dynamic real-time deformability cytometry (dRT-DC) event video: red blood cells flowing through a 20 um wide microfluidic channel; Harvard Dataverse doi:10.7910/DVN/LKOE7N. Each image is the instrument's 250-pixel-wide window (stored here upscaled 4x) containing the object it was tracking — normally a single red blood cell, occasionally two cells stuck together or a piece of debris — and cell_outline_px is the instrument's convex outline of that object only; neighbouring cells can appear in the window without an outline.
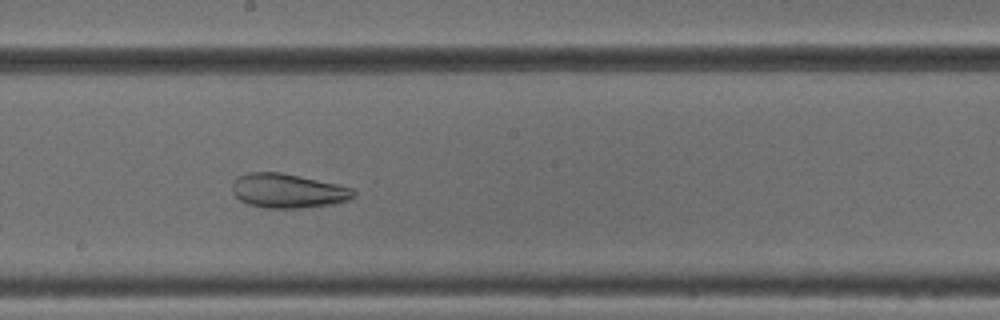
{"species": "common noctule bat (a hibernating species)", "species_latin": "Nyctalus noctula", "temperature_condition": "cold", "stored_images_in_passage": 37, "camera_frame_rate_fps": 3000, "um_per_image_px": 0.085, "animal": {"sex": "male", "body_mass_g": 18.8}, "frame": {"image": 1, "passage_image": 14, "time_ms": 4.333, "image_size_px": [1000, 320], "cell_outline_px": [[356, 196], [348, 200], [332, 204], [300, 208], [264, 208], [248, 204], [240, 200], [232, 192], [232, 180], [236, 176], [248, 172], [280, 172], [336, 184], [352, 188], [356, 192]], "centroid_in_image_um": [24.43, 16.22], "position_along_channel_um": 223.8, "area_um2": 24.33}}
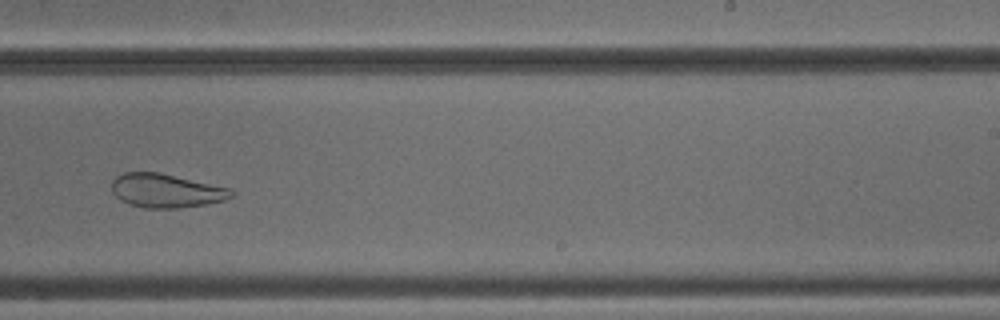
{"frame": {"image": 2, "passage_image": 18, "time_ms": 5.667, "image_size_px": [1000, 320], "cell_outline_px": [[236, 192], [232, 196], [224, 200], [208, 204], [180, 208], [144, 208], [120, 200], [112, 192], [112, 180], [116, 176], [124, 172], [160, 172], [228, 188]], "centroid_in_image_um": [14.1, 16.21], "position_along_channel_um": 274.9, "area_um2": 23.52}}
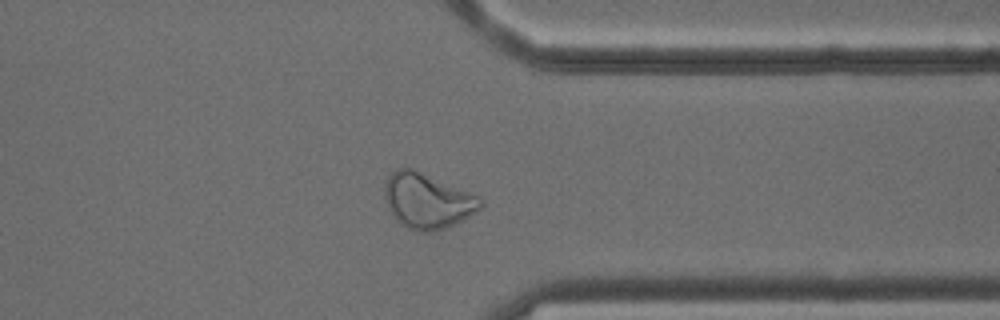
{"frame": {"image": 3, "passage_image": 26, "time_ms": 8.333, "image_size_px": [1000, 320], "cell_outline_px": [[484, 204], [480, 208], [456, 224], [432, 232], [416, 232], [400, 224], [396, 220], [388, 208], [384, 196], [384, 184], [388, 176], [396, 168], [412, 168], [476, 196], [484, 200]], "centroid_in_image_um": [36.27, 17.09], "position_along_channel_um": 375.1, "area_um2": 30.58}, "authors_computed_cell_mechanics": {"area_um2": 28.9578, "velocity_mm_per_s": 3.8504, "shape_relaxation_time_tau1_ms": null, "shape_relaxation_time_tau2_ms": 1.8539, "deformation_change_tau1": null, "deformation_change_tau2": 0.0875}}